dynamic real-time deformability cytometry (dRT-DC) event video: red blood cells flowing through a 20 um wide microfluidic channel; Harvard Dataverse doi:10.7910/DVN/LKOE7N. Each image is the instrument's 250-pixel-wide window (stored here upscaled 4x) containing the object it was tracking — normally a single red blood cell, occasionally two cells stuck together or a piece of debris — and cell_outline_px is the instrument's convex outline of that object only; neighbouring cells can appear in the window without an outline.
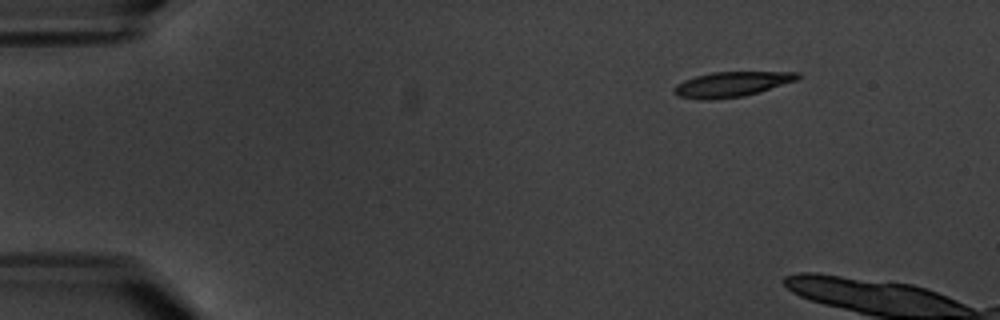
{"species": "common noctule bat (a hibernating species)", "species_latin": "Nyctalus noctula", "temperature_condition": "warm", "stored_images_in_passage": 5, "camera_frame_rate_fps": 3000, "um_per_image_px": 0.085, "animal": {"sex": "male", "body_mass_g": 20.1, "forearm_length_mm": 53.5}, "frame": {"image": 1, "passage_image": 2, "time_ms": 1.0, "image_size_px": [1000, 320], "cell_outline_px": [[800, 76], [796, 80], [744, 96], [716, 100], [700, 100], [680, 96], [672, 88], [676, 84], [684, 80], [696, 76], [712, 72], [800, 72]], "centroid_in_image_um": [62.15, 7.16], "position_along_channel_um": 22.8, "area_um2": 17.86}}